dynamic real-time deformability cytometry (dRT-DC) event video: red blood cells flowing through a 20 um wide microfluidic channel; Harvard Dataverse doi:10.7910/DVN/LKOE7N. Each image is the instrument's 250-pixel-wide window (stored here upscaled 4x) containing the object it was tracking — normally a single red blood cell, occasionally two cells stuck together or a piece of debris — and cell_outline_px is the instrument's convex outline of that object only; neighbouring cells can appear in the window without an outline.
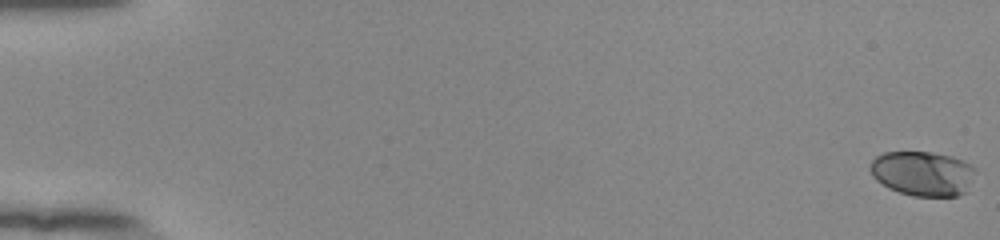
{"species": "human", "species_latin": "Homo sapiens", "temperature_condition": "room temperature", "stored_images_in_passage": 56, "camera_frame_rate_fps": 3000, "um_per_image_px": 0.085, "donor": {"sex": "female"}, "frame": {"image": 1, "passage_image": 1, "time_ms": 0.0, "image_size_px": [1000, 240], "cell_outline_px": [[976, 168], [964, 192], [956, 196], [912, 196], [888, 188], [876, 180], [872, 176], [868, 168], [872, 160], [876, 156], [884, 152], [932, 152], [952, 156], [964, 160], [972, 164]], "centroid_in_image_um": [78.39, 14.73], "position_along_channel_um": 6.6, "area_um2": 27.46}}
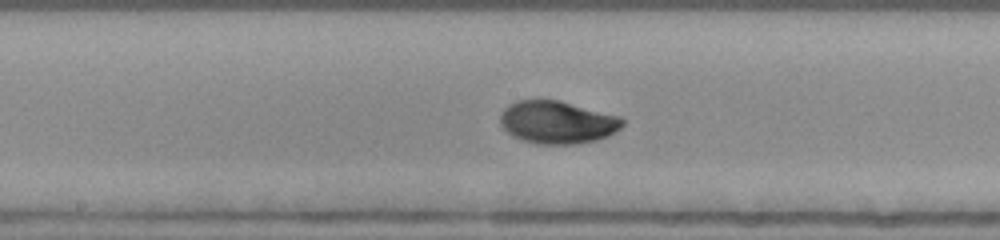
{"frame": {"image": 2, "passage_image": 31, "time_ms": 10.0, "image_size_px": [1000, 240], "cell_outline_px": [[624, 124], [616, 132], [608, 136], [596, 140], [576, 144], [536, 144], [520, 140], [512, 136], [500, 124], [500, 116], [504, 108], [508, 104], [516, 100], [560, 100], [620, 116], [624, 120]], "centroid_in_image_um": [47.37, 10.39], "position_along_channel_um": 200.8, "area_um2": 30.69}}
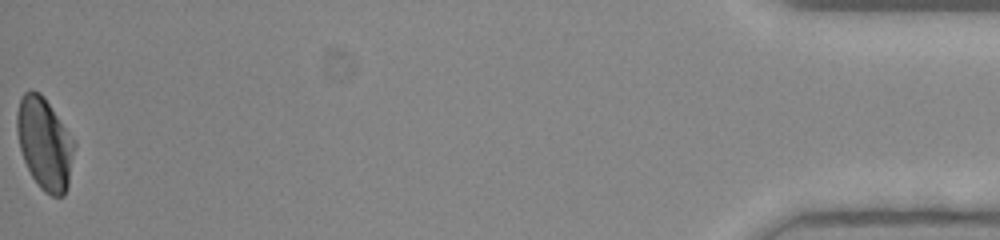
{"frame": {"image": 3, "passage_image": 56, "time_ms": 18.333, "image_size_px": [1000, 240], "cell_outline_px": [[76, 144], [68, 184], [64, 196], [52, 196], [44, 192], [40, 188], [32, 176], [24, 160], [20, 148], [16, 128], [16, 112], [20, 96], [24, 92], [32, 88], [40, 92], [44, 96], [76, 140]], "centroid_in_image_um": [3.8, 12.15], "position_along_channel_um": 431.4, "area_um2": 31.21}, "authors_computed_cell_mechanics": {"area_um2": 29.478, "velocity_mm_per_s": 3.8561, "shape_relaxation_time_tau1_ms": 2.9931, "shape_relaxation_time_tau2_ms": 0.7855, "deformation_change_tau1": 0.1364, "deformation_change_tau2": 0.0309}}